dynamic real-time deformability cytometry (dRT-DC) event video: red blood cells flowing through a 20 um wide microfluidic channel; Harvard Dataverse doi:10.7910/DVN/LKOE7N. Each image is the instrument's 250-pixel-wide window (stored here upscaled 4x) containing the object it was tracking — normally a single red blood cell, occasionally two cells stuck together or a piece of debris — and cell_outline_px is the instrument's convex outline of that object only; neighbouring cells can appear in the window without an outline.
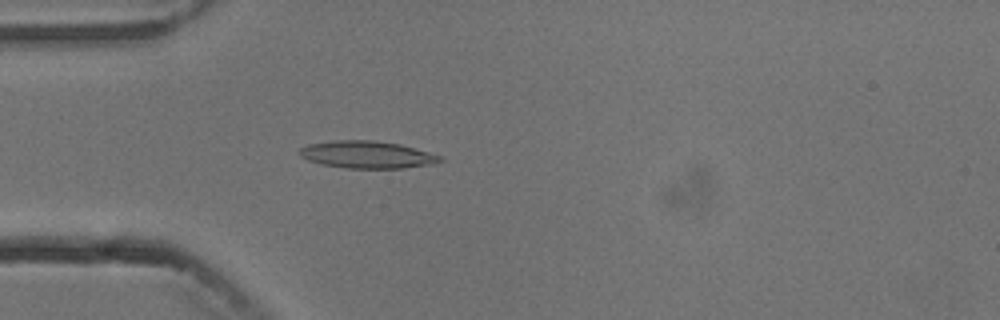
{"species": "common noctule bat (a hibernating species)", "species_latin": "Nyctalus noctula", "temperature_condition": "cold", "stored_images_in_passage": 5, "camera_frame_rate_fps": 3000, "um_per_image_px": 0.085, "animal": {"sex": "male", "body_mass_g": 13.3}, "frame": {"image": 1, "passage_image": 5, "time_ms": 4.667, "image_size_px": [1000, 320], "cell_outline_px": [[444, 160], [432, 164], [404, 168], [344, 168], [320, 164], [308, 160], [300, 156], [296, 152], [300, 148], [308, 144], [336, 140], [372, 140], [400, 144], [444, 156]], "centroid_in_image_um": [31.19, 13.14], "position_along_channel_um": 53.8, "area_um2": 22.54}}